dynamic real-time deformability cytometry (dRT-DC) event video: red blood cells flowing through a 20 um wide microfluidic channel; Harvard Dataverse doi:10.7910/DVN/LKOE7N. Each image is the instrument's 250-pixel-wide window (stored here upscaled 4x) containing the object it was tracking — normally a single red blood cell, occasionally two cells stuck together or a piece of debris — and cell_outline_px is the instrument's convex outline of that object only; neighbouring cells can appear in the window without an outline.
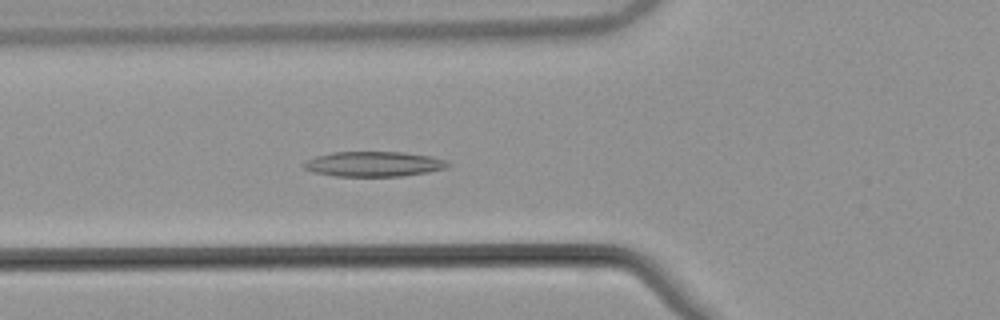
{"species": "common noctule bat (a hibernating species)", "species_latin": "Nyctalus noctula", "temperature_condition": "warm", "stored_images_in_passage": 43, "camera_frame_rate_fps": 3000, "um_per_image_px": 0.085, "animal": {"sex": "male", "body_mass_g": 21.5, "forearm_length_mm": 52.0}, "frame": {"image": 1, "passage_image": 14, "time_ms": 4.333, "image_size_px": [1000, 320], "cell_outline_px": [[452, 164], [448, 168], [428, 172], [400, 176], [336, 176], [312, 172], [304, 168], [304, 164], [308, 160], [316, 156], [332, 152], [404, 152], [432, 156], [444, 160]], "centroid_in_image_um": [31.81, 13.94], "position_along_channel_um": 94.0, "area_um2": 21.04}}
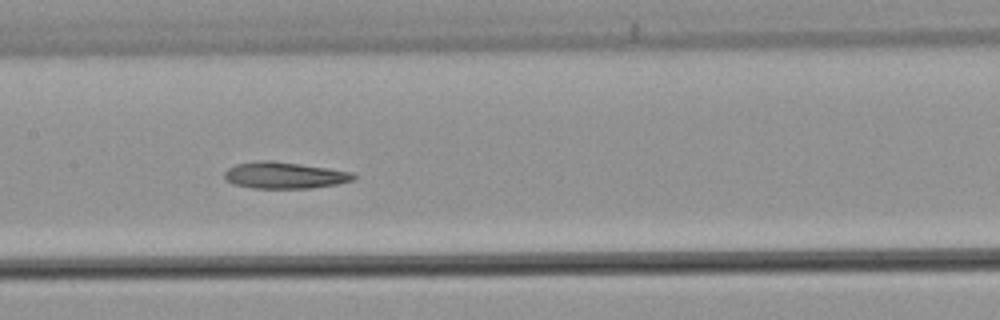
{"frame": {"image": 2, "passage_image": 21, "time_ms": 6.667, "image_size_px": [1000, 320], "cell_outline_px": [[356, 180], [336, 184], [312, 188], [252, 188], [232, 184], [224, 176], [224, 172], [228, 168], [236, 164], [260, 160], [272, 160], [328, 168], [352, 172], [356, 176]], "centroid_in_image_um": [24.18, 14.9], "position_along_channel_um": 183.2, "area_um2": 20.0}}
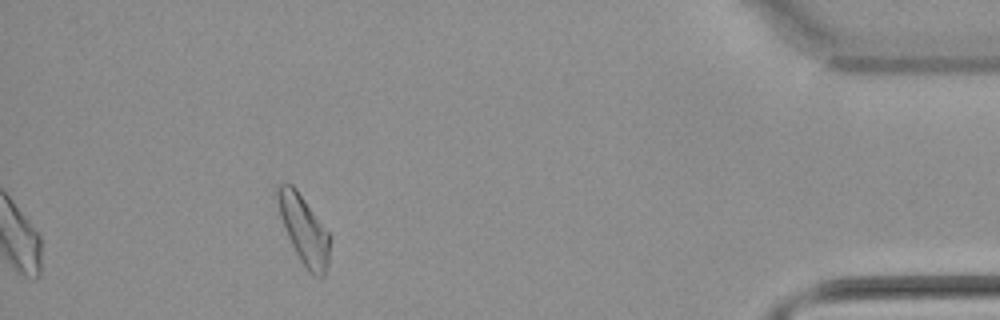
{"frame": {"image": 3, "passage_image": 43, "time_ms": 14.0, "image_size_px": [1000, 320], "cell_outline_px": [[332, 236], [328, 268], [324, 276], [316, 276], [308, 272], [304, 268], [284, 228], [280, 216], [276, 196], [276, 184], [292, 184], [296, 188]], "centroid_in_image_um": [25.86, 19.55], "position_along_channel_um": 409.3, "area_um2": 21.15}, "authors_computed_cell_mechanics": {"area_um2": 20.519, "velocity_mm_per_s": 3.8095, "shape_relaxation_time_tau1_ms": null, "shape_relaxation_time_tau2_ms": 5.0821, "deformation_change_tau1": null, "deformation_change_tau2": 0.1542}}